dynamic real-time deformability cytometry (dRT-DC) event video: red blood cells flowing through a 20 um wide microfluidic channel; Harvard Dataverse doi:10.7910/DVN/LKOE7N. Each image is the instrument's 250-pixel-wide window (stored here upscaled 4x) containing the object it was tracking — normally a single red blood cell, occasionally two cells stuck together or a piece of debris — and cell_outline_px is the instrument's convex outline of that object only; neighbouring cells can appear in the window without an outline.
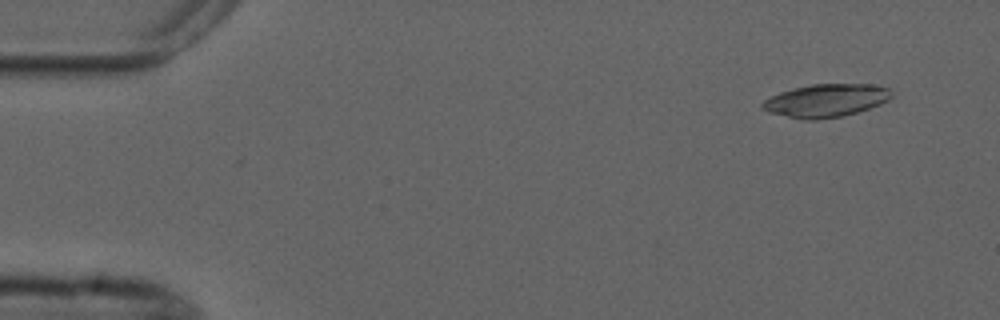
{"species": "common noctule bat (a hibernating species)", "species_latin": "Nyctalus noctula", "temperature_condition": "cold", "stored_images_in_passage": 5, "camera_frame_rate_fps": 3000, "um_per_image_px": 0.085, "animal": {"sex": "male", "forearm_length_mm": 52.5}, "frame": {"image": 1, "passage_image": 1, "time_ms": 0.0, "image_size_px": [1000, 320], "cell_outline_px": [[892, 96], [888, 100], [880, 104], [844, 116], [816, 120], [804, 120], [768, 112], [760, 108], [760, 104], [764, 100], [780, 92], [812, 84], [872, 84], [888, 88], [892, 92]], "centroid_in_image_um": [70.19, 8.55], "position_along_channel_um": 14.8, "area_um2": 24.8}}
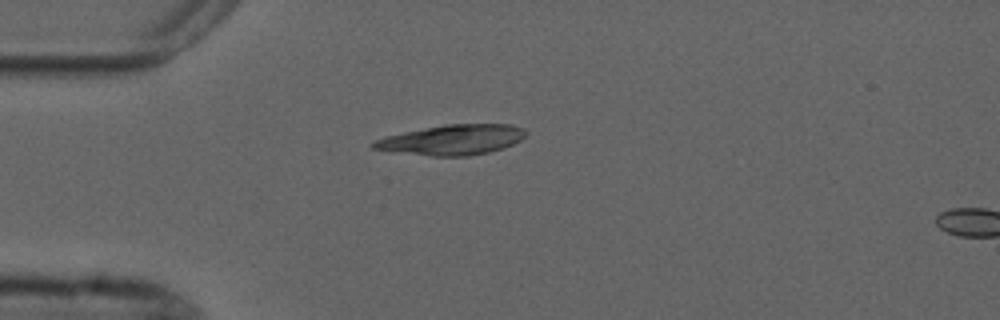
{"frame": {"image": 2, "passage_image": 4, "time_ms": 3.333, "image_size_px": [1000, 320], "cell_outline_px": [[528, 132], [520, 140], [504, 148], [488, 152], [468, 156], [432, 156], [372, 148], [372, 144], [376, 140], [388, 136], [404, 132], [444, 124], [512, 124], [524, 128]], "centroid_in_image_um": [38.52, 11.87], "position_along_channel_um": 46.5, "area_um2": 26.41}}